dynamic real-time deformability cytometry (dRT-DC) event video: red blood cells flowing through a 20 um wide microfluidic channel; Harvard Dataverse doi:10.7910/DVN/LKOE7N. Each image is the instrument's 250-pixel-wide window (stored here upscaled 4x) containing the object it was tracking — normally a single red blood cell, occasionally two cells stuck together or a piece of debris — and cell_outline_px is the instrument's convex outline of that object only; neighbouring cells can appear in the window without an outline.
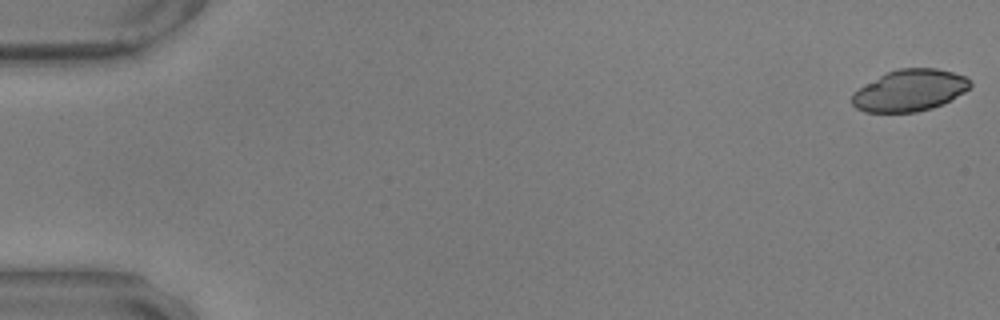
{"species": "common noctule bat (a hibernating species)", "species_latin": "Nyctalus noctula", "temperature_condition": "warm", "stored_images_in_passage": 56, "camera_frame_rate_fps": 3000, "um_per_image_px": 0.085, "animal": {"sex": "male", "body_mass_g": 17.9, "forearm_length_mm": 54.2}, "frame": {"image": 1, "passage_image": 1, "time_ms": 0.0, "image_size_px": [1000, 320], "cell_outline_px": [[972, 84], [964, 92], [932, 108], [916, 112], [864, 112], [856, 108], [852, 104], [852, 92], [880, 76], [888, 72], [900, 68], [936, 68], [952, 72], [964, 76], [972, 80]], "centroid_in_image_um": [77.31, 7.68], "position_along_channel_um": 7.7, "area_um2": 28.38}}
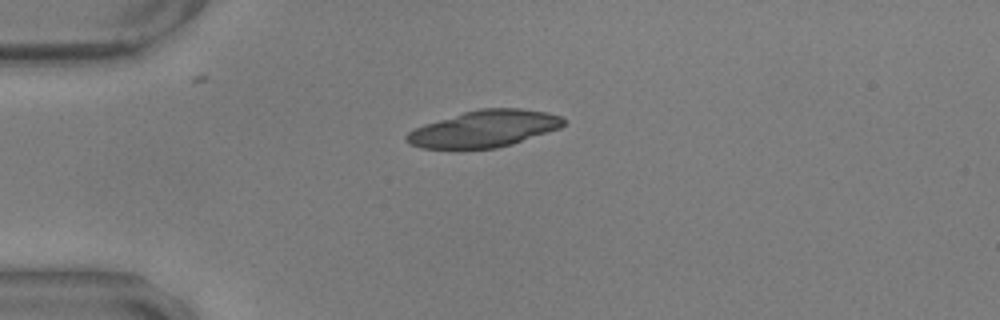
{"frame": {"image": 2, "passage_image": 15, "time_ms": 4.667, "image_size_px": [1000, 320], "cell_outline_px": [[564, 124], [560, 128], [512, 144], [496, 148], [420, 148], [408, 144], [404, 140], [404, 136], [408, 132], [424, 124], [464, 112], [480, 108], [520, 108], [548, 112], [560, 116], [564, 120]], "centroid_in_image_um": [41.14, 10.94], "position_along_channel_um": 43.9, "area_um2": 33.47}}